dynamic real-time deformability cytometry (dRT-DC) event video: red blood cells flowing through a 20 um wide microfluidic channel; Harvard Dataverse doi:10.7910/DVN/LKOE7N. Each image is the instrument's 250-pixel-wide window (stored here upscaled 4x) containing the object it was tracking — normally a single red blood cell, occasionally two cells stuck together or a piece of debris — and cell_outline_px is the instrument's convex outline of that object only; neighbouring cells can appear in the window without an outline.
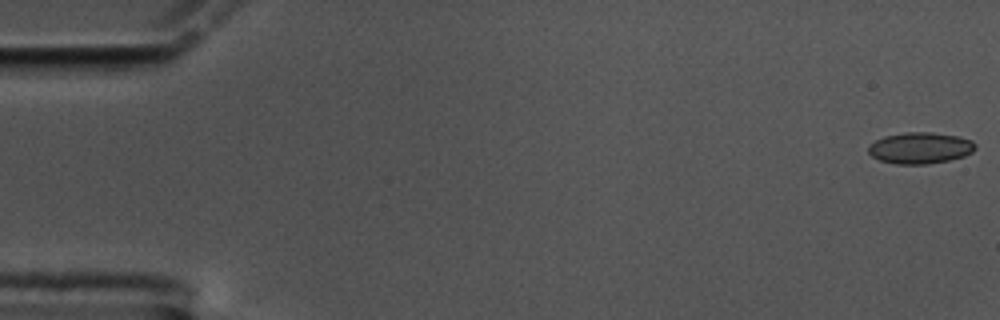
{"species": "common noctule bat (a hibernating species)", "species_latin": "Nyctalus noctula", "temperature_condition": "cold", "stored_images_in_passage": 59, "camera_frame_rate_fps": 3000, "um_per_image_px": 0.085, "animal": {"sex": "male", "body_mass_g": 17.5, "forearm_length_mm": 52.3}, "frame": {"image": 1, "passage_image": 1, "time_ms": 0.0, "image_size_px": [1000, 320], "cell_outline_px": [[976, 148], [972, 152], [964, 156], [948, 160], [924, 164], [896, 164], [880, 160], [872, 156], [868, 152], [868, 148], [876, 140], [884, 136], [904, 132], [932, 132], [960, 136], [972, 140], [976, 144]], "centroid_in_image_um": [78.24, 12.56], "position_along_channel_um": 6.8, "area_um2": 19.54}}
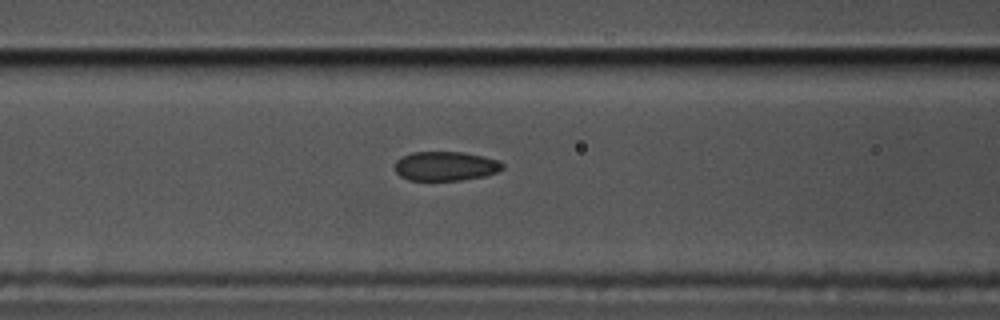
{"frame": {"image": 2, "passage_image": 24, "time_ms": 7.667, "image_size_px": [1000, 320], "cell_outline_px": [[504, 168], [496, 172], [484, 176], [460, 180], [408, 180], [400, 176], [396, 172], [396, 160], [412, 152], [464, 152], [484, 156], [500, 160], [504, 164]], "centroid_in_image_um": [37.9, 14.11], "position_along_channel_um": 128.7, "area_um2": 18.38}}
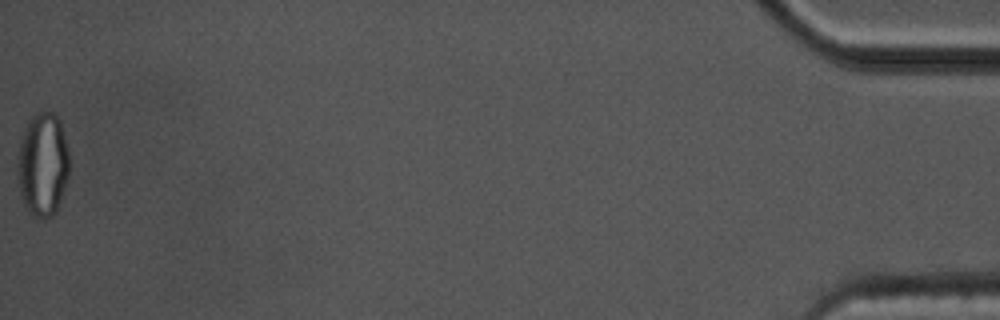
{"frame": {"image": 3, "passage_image": 59, "time_ms": 19.333, "image_size_px": [1000, 320], "cell_outline_px": [[68, 176], [56, 212], [52, 216], [44, 220], [36, 220], [24, 208], [20, 196], [16, 176], [16, 164], [20, 140], [24, 128], [28, 120], [36, 112], [52, 112], [60, 120], [68, 148]], "centroid_in_image_um": [3.59, 14.03], "position_along_channel_um": 431.6, "area_um2": 32.14}, "authors_computed_cell_mechanics": {"area_um2": 19.2474, "velocity_mm_per_s": 3.4491, "shape_relaxation_time_tau1_ms": 7.8028, "shape_relaxation_time_tau2_ms": 2.2344, "deformation_change_tau1": 0.1471, "deformation_change_tau2": 0.0533}}